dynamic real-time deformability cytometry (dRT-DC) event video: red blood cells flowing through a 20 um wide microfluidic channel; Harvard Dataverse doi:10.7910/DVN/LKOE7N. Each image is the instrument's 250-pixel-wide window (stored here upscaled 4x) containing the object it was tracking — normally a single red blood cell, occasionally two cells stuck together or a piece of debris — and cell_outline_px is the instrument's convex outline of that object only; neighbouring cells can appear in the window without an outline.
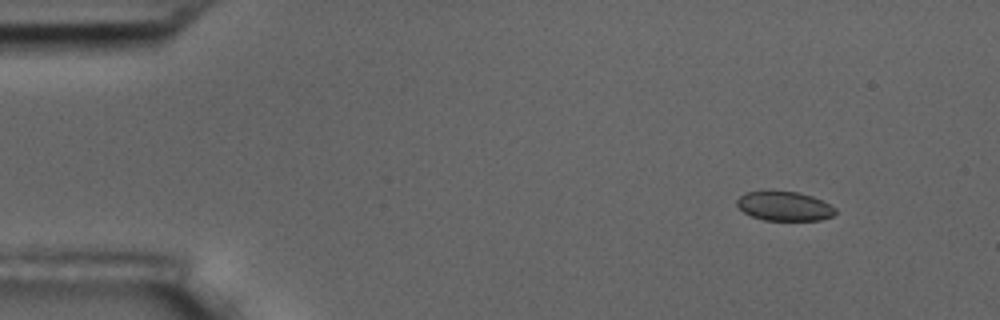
{"species": "common noctule bat (a hibernating species)", "species_latin": "Nyctalus noctula", "temperature_condition": "room temperature", "stored_images_in_passage": 5, "camera_frame_rate_fps": 3000, "um_per_image_px": 0.085, "animal": {"sex": "male", "body_mass_g": 17.5, "forearm_length_mm": 52.3}, "frame": {"image": 1, "passage_image": 1, "time_ms": 0.0, "image_size_px": [1000, 320], "cell_outline_px": [[836, 212], [832, 216], [820, 220], [764, 220], [752, 216], [744, 212], [736, 204], [736, 200], [744, 192], [800, 192], [812, 196], [836, 208]], "centroid_in_image_um": [66.67, 17.53], "position_along_channel_um": 18.3, "area_um2": 16.53}}
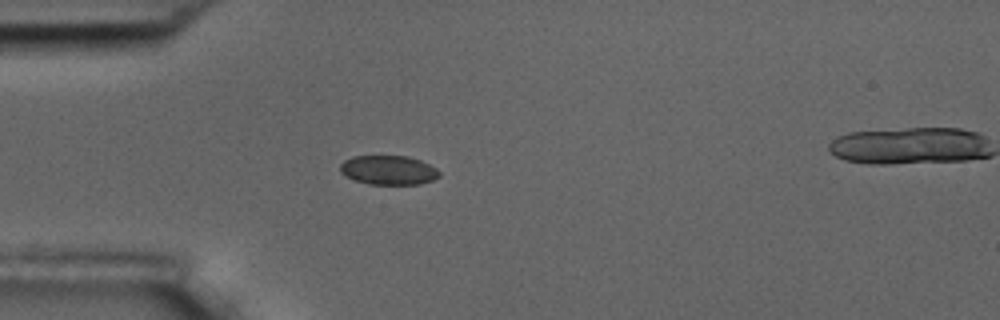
{"frame": {"image": 2, "passage_image": 4, "time_ms": 3.333, "image_size_px": [1000, 320], "cell_outline_px": [[440, 176], [432, 180], [420, 184], [368, 184], [356, 180], [340, 172], [340, 164], [344, 160], [352, 156], [408, 156], [420, 160], [436, 168], [440, 172]], "centroid_in_image_um": [33.03, 14.45], "position_along_channel_um": 52.0, "area_um2": 16.82}}